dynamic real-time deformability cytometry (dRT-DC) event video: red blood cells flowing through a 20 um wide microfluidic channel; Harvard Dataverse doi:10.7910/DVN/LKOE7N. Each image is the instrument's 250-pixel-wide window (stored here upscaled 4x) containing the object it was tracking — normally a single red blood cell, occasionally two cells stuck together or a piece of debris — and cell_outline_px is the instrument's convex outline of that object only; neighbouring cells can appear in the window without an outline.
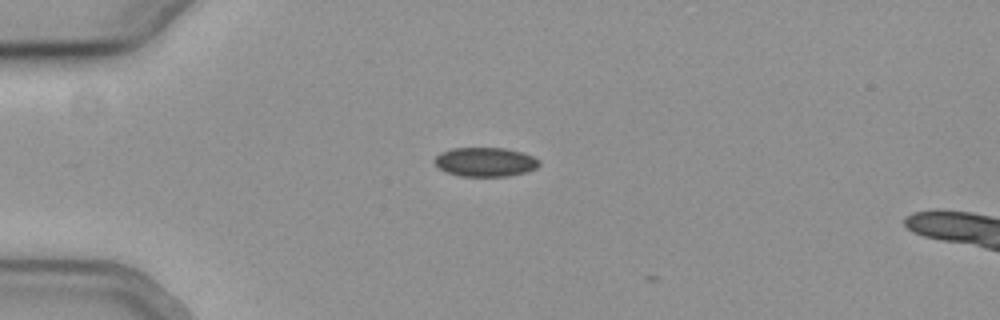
{"species": "common noctule bat (a hibernating species)", "species_latin": "Nyctalus noctula", "temperature_condition": "cold", "stored_images_in_passage": 7, "camera_frame_rate_fps": 3000, "um_per_image_px": 0.085, "animal": {"sex": "female", "body_mass_g": 19.3, "forearm_length_mm": 54.1}, "frame": {"image": 1, "passage_image": 2, "time_ms": 0.333, "image_size_px": [1000, 320], "cell_outline_px": [[540, 164], [536, 168], [528, 172], [508, 176], [460, 176], [448, 172], [440, 168], [432, 160], [440, 152], [452, 148], [504, 148], [520, 152], [532, 156], [540, 160]], "centroid_in_image_um": [41.25, 13.77], "position_along_channel_um": 43.7, "area_um2": 17.74}}